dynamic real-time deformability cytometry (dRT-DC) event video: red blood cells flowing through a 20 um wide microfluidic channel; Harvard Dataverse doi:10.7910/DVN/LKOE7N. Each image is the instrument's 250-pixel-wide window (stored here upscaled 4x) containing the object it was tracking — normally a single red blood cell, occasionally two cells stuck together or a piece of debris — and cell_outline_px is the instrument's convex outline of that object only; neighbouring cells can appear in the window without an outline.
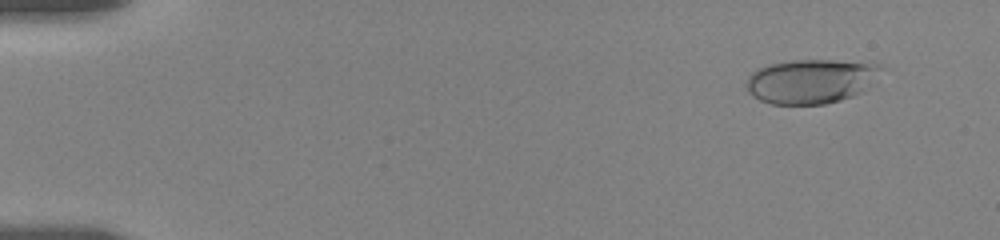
{"species": "human", "species_latin": "Homo sapiens", "temperature_condition": "room temperature", "stored_images_in_passage": 18, "camera_frame_rate_fps": 3000, "um_per_image_px": 0.085, "donor": {"sex": "female"}, "frame": {"image": 1, "passage_image": 4, "time_ms": 1.333, "image_size_px": [1000, 240], "cell_outline_px": [[888, 68], [860, 92], [852, 96], [840, 100], [824, 104], [772, 104], [760, 100], [752, 96], [748, 92], [748, 76], [752, 72], [768, 64], [792, 60], [832, 60], [880, 64]], "centroid_in_image_um": [68.96, 6.89], "position_along_channel_um": 16.0, "area_um2": 34.8}}
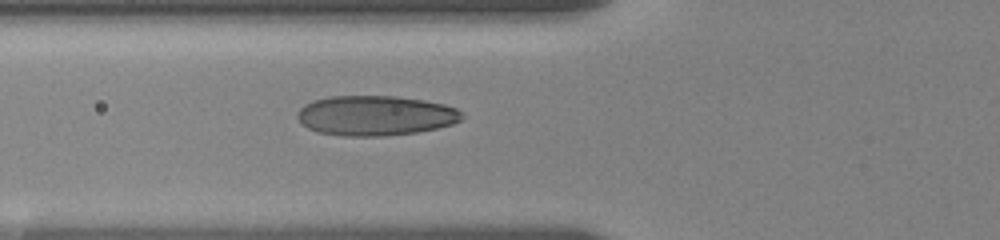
{"frame": {"image": 2, "passage_image": 16, "time_ms": 7.0, "image_size_px": [1000, 240], "cell_outline_px": [[464, 116], [460, 120], [452, 124], [436, 128], [416, 132], [384, 136], [344, 136], [316, 132], [308, 128], [296, 116], [300, 108], [304, 104], [312, 100], [332, 96], [396, 96], [424, 100], [444, 104], [456, 108]], "centroid_in_image_um": [31.89, 9.82], "position_along_channel_um": 93.9, "area_um2": 38.32}}
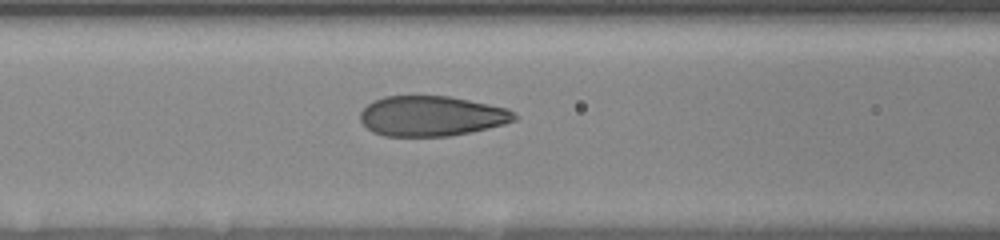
{"frame": {"image": 3, "passage_image": 18, "time_ms": 8.0, "image_size_px": [1000, 240], "cell_outline_px": [[520, 116], [516, 120], [504, 124], [472, 132], [448, 136], [384, 136], [372, 132], [360, 120], [360, 112], [372, 100], [384, 96], [448, 96], [508, 108]], "centroid_in_image_um": [36.69, 9.86], "position_along_channel_um": 129.9, "area_um2": 36.24}}